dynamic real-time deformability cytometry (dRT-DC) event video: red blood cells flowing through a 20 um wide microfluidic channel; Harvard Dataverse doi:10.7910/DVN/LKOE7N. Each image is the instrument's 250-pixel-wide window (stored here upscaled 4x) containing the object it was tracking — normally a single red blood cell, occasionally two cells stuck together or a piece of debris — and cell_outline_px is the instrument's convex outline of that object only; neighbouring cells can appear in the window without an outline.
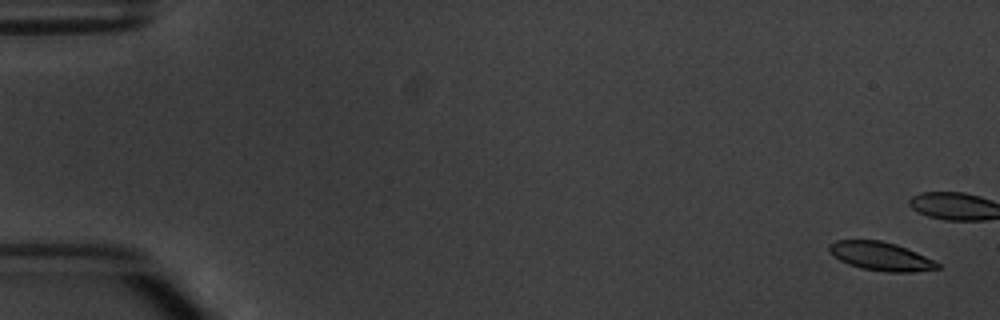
{"species": "common noctule bat (a hibernating species)", "species_latin": "Nyctalus noctula", "temperature_condition": "warm", "stored_images_in_passage": 5, "camera_frame_rate_fps": 3000, "um_per_image_px": 0.085, "animal": {"sex": "male", "body_mass_g": 20.1, "forearm_length_mm": 53.5}, "frame": {"image": 1, "passage_image": 1, "time_ms": 0.0, "image_size_px": [1000, 320], "cell_outline_px": [[940, 268], [912, 272], [884, 272], [864, 268], [848, 264], [840, 260], [828, 252], [828, 244], [836, 240], [880, 240], [896, 244], [916, 252], [940, 264]], "centroid_in_image_um": [74.83, 21.77], "position_along_channel_um": 10.2, "area_um2": 17.92}}